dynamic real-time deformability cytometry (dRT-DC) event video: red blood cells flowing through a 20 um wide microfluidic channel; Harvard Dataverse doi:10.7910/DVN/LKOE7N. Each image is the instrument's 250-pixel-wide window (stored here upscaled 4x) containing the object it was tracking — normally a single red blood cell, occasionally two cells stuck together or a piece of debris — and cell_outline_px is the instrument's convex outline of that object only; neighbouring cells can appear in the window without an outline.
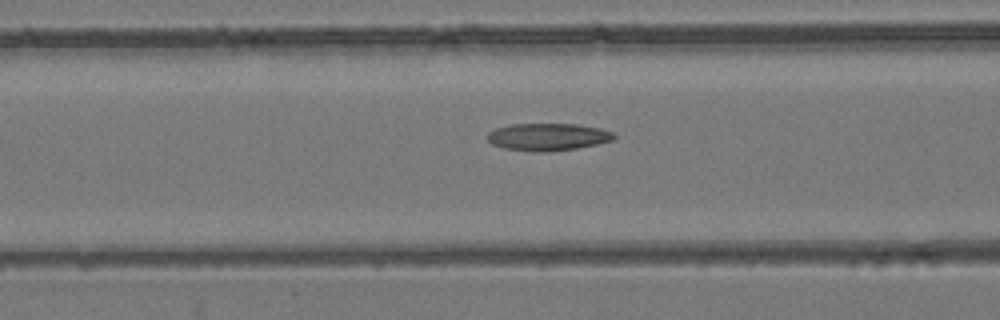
{"species": "common noctule bat (a hibernating species)", "species_latin": "Nyctalus noctula", "temperature_condition": "room temperature", "stored_images_in_passage": 54, "camera_frame_rate_fps": 3000, "um_per_image_px": 0.085, "animal": {"sex": "female", "body_mass_g": 24.6, "forearm_length_mm": 56.2}, "frame": {"image": 1, "passage_image": 22, "time_ms": 7.0, "image_size_px": [1000, 320], "cell_outline_px": [[616, 136], [612, 140], [596, 144], [576, 148], [544, 152], [540, 152], [504, 148], [492, 144], [488, 140], [488, 132], [496, 128], [512, 124], [576, 124], [600, 128], [612, 132]], "centroid_in_image_um": [46.56, 11.63], "position_along_channel_um": 120.0, "area_um2": 19.94}}
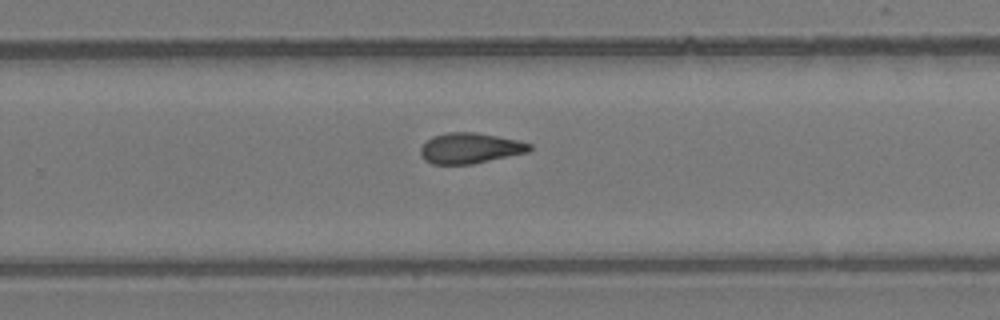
{"frame": {"image": 2, "passage_image": 35, "time_ms": 11.333, "image_size_px": [1000, 320], "cell_outline_px": [[532, 148], [528, 152], [472, 164], [432, 164], [424, 160], [420, 156], [420, 148], [432, 136], [448, 132], [476, 132], [520, 140], [532, 144]], "centroid_in_image_um": [39.96, 12.59], "position_along_channel_um": 289.8, "area_um2": 19.54}}
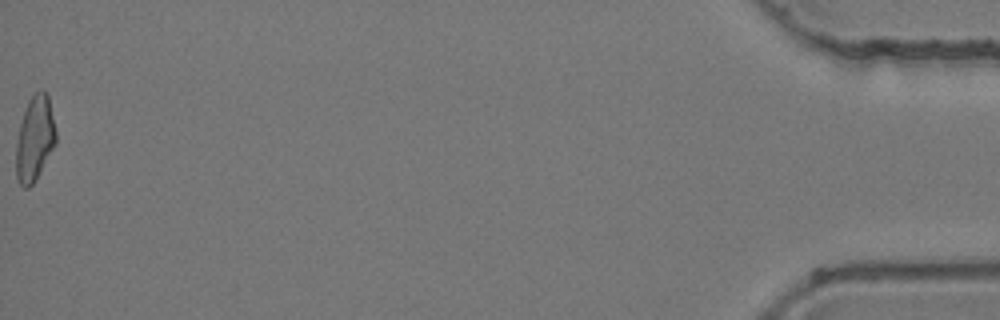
{"frame": {"image": 3, "passage_image": 54, "time_ms": 17.667, "image_size_px": [1000, 320], "cell_outline_px": [[56, 144], [36, 180], [28, 188], [24, 188], [20, 184], [16, 176], [16, 144], [20, 124], [28, 100], [40, 88], [44, 88], [48, 92], [56, 132]], "centroid_in_image_um": [2.97, 11.76], "position_along_channel_um": 432.2, "area_um2": 19.94}, "authors_computed_cell_mechanics": {"area_um2": 19.9121, "velocity_mm_per_s": 3.9313, "shape_relaxation_time_tau1_ms": null, "shape_relaxation_time_tau2_ms": 4.584, "deformation_change_tau1": null, "deformation_change_tau2": 0.1338}}